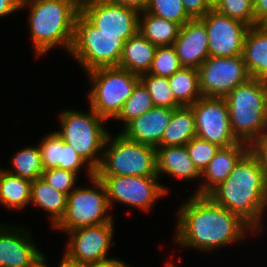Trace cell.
<instances>
[{
    "mask_svg": "<svg viewBox=\"0 0 267 267\" xmlns=\"http://www.w3.org/2000/svg\"><path fill=\"white\" fill-rule=\"evenodd\" d=\"M176 214L174 240L183 248L210 253L235 244L257 232L239 215L216 203L209 195H190Z\"/></svg>",
    "mask_w": 267,
    "mask_h": 267,
    "instance_id": "6da1fadb",
    "label": "cell"
},
{
    "mask_svg": "<svg viewBox=\"0 0 267 267\" xmlns=\"http://www.w3.org/2000/svg\"><path fill=\"white\" fill-rule=\"evenodd\" d=\"M216 203L239 215L256 232L263 231L267 211V178L258 155L250 148L229 176L208 194Z\"/></svg>",
    "mask_w": 267,
    "mask_h": 267,
    "instance_id": "7a4b0ae2",
    "label": "cell"
},
{
    "mask_svg": "<svg viewBox=\"0 0 267 267\" xmlns=\"http://www.w3.org/2000/svg\"><path fill=\"white\" fill-rule=\"evenodd\" d=\"M29 10L28 27L35 57L61 47L70 52L79 0H21L20 10Z\"/></svg>",
    "mask_w": 267,
    "mask_h": 267,
    "instance_id": "3957f363",
    "label": "cell"
},
{
    "mask_svg": "<svg viewBox=\"0 0 267 267\" xmlns=\"http://www.w3.org/2000/svg\"><path fill=\"white\" fill-rule=\"evenodd\" d=\"M225 100L232 133L252 147L267 132V81L250 78Z\"/></svg>",
    "mask_w": 267,
    "mask_h": 267,
    "instance_id": "277c9868",
    "label": "cell"
},
{
    "mask_svg": "<svg viewBox=\"0 0 267 267\" xmlns=\"http://www.w3.org/2000/svg\"><path fill=\"white\" fill-rule=\"evenodd\" d=\"M71 109L60 111V130L55 132L96 171L100 166L105 142L110 133L104 126L107 120L100 117L91 107L89 112Z\"/></svg>",
    "mask_w": 267,
    "mask_h": 267,
    "instance_id": "5b68a950",
    "label": "cell"
},
{
    "mask_svg": "<svg viewBox=\"0 0 267 267\" xmlns=\"http://www.w3.org/2000/svg\"><path fill=\"white\" fill-rule=\"evenodd\" d=\"M123 34L102 33L81 12L76 17L74 37L68 54L85 73L119 65L124 49Z\"/></svg>",
    "mask_w": 267,
    "mask_h": 267,
    "instance_id": "8992f818",
    "label": "cell"
},
{
    "mask_svg": "<svg viewBox=\"0 0 267 267\" xmlns=\"http://www.w3.org/2000/svg\"><path fill=\"white\" fill-rule=\"evenodd\" d=\"M95 175L158 177L156 147L109 133Z\"/></svg>",
    "mask_w": 267,
    "mask_h": 267,
    "instance_id": "52a82bcc",
    "label": "cell"
},
{
    "mask_svg": "<svg viewBox=\"0 0 267 267\" xmlns=\"http://www.w3.org/2000/svg\"><path fill=\"white\" fill-rule=\"evenodd\" d=\"M91 88L88 104L100 117L114 120L131 97L139 75L119 66L98 68L85 73Z\"/></svg>",
    "mask_w": 267,
    "mask_h": 267,
    "instance_id": "ba28073f",
    "label": "cell"
},
{
    "mask_svg": "<svg viewBox=\"0 0 267 267\" xmlns=\"http://www.w3.org/2000/svg\"><path fill=\"white\" fill-rule=\"evenodd\" d=\"M88 180L92 186L85 188L80 185L69 193L66 212L54 230L67 233L113 220V216L109 213L111 210L104 184L96 175Z\"/></svg>",
    "mask_w": 267,
    "mask_h": 267,
    "instance_id": "9c48e42d",
    "label": "cell"
},
{
    "mask_svg": "<svg viewBox=\"0 0 267 267\" xmlns=\"http://www.w3.org/2000/svg\"><path fill=\"white\" fill-rule=\"evenodd\" d=\"M97 177L105 186L110 210L115 206V203H119L148 212L152 210L156 201L161 200L163 196L168 194V188L159 182V177Z\"/></svg>",
    "mask_w": 267,
    "mask_h": 267,
    "instance_id": "30bf717a",
    "label": "cell"
},
{
    "mask_svg": "<svg viewBox=\"0 0 267 267\" xmlns=\"http://www.w3.org/2000/svg\"><path fill=\"white\" fill-rule=\"evenodd\" d=\"M198 73L203 97L225 98L233 89L250 79L242 55L208 56L198 68Z\"/></svg>",
    "mask_w": 267,
    "mask_h": 267,
    "instance_id": "8fae6325",
    "label": "cell"
},
{
    "mask_svg": "<svg viewBox=\"0 0 267 267\" xmlns=\"http://www.w3.org/2000/svg\"><path fill=\"white\" fill-rule=\"evenodd\" d=\"M191 108L195 115L196 137L220 147L239 143L232 133L225 98L202 96Z\"/></svg>",
    "mask_w": 267,
    "mask_h": 267,
    "instance_id": "7c38bea8",
    "label": "cell"
},
{
    "mask_svg": "<svg viewBox=\"0 0 267 267\" xmlns=\"http://www.w3.org/2000/svg\"><path fill=\"white\" fill-rule=\"evenodd\" d=\"M114 221L67 232L69 239L64 254L86 264L112 259L108 256L112 245L116 243L113 241Z\"/></svg>",
    "mask_w": 267,
    "mask_h": 267,
    "instance_id": "4fadbf2b",
    "label": "cell"
},
{
    "mask_svg": "<svg viewBox=\"0 0 267 267\" xmlns=\"http://www.w3.org/2000/svg\"><path fill=\"white\" fill-rule=\"evenodd\" d=\"M80 12L102 33L123 34L126 42L139 32L140 12L105 0H82Z\"/></svg>",
    "mask_w": 267,
    "mask_h": 267,
    "instance_id": "5bb4252c",
    "label": "cell"
},
{
    "mask_svg": "<svg viewBox=\"0 0 267 267\" xmlns=\"http://www.w3.org/2000/svg\"><path fill=\"white\" fill-rule=\"evenodd\" d=\"M200 20L204 23L207 31L209 56L242 55L244 39L250 26L220 14L215 9H211Z\"/></svg>",
    "mask_w": 267,
    "mask_h": 267,
    "instance_id": "9a60e30c",
    "label": "cell"
},
{
    "mask_svg": "<svg viewBox=\"0 0 267 267\" xmlns=\"http://www.w3.org/2000/svg\"><path fill=\"white\" fill-rule=\"evenodd\" d=\"M24 227L0 223V267H28L41 253Z\"/></svg>",
    "mask_w": 267,
    "mask_h": 267,
    "instance_id": "2e32d148",
    "label": "cell"
},
{
    "mask_svg": "<svg viewBox=\"0 0 267 267\" xmlns=\"http://www.w3.org/2000/svg\"><path fill=\"white\" fill-rule=\"evenodd\" d=\"M173 46L182 67L198 69L209 56L204 23L200 19H191L185 23Z\"/></svg>",
    "mask_w": 267,
    "mask_h": 267,
    "instance_id": "e0dca14e",
    "label": "cell"
},
{
    "mask_svg": "<svg viewBox=\"0 0 267 267\" xmlns=\"http://www.w3.org/2000/svg\"><path fill=\"white\" fill-rule=\"evenodd\" d=\"M172 113L173 109L154 106L147 113L130 121L120 133L130 140L156 147L169 124Z\"/></svg>",
    "mask_w": 267,
    "mask_h": 267,
    "instance_id": "ac0fdd59",
    "label": "cell"
},
{
    "mask_svg": "<svg viewBox=\"0 0 267 267\" xmlns=\"http://www.w3.org/2000/svg\"><path fill=\"white\" fill-rule=\"evenodd\" d=\"M250 148L244 142L228 147H220L214 158L201 172L202 184L197 186V191H194V194L208 195L229 176L236 163Z\"/></svg>",
    "mask_w": 267,
    "mask_h": 267,
    "instance_id": "d6986e66",
    "label": "cell"
},
{
    "mask_svg": "<svg viewBox=\"0 0 267 267\" xmlns=\"http://www.w3.org/2000/svg\"><path fill=\"white\" fill-rule=\"evenodd\" d=\"M157 175L185 180L201 178V172L190 159L186 146L156 148Z\"/></svg>",
    "mask_w": 267,
    "mask_h": 267,
    "instance_id": "ffe728a7",
    "label": "cell"
},
{
    "mask_svg": "<svg viewBox=\"0 0 267 267\" xmlns=\"http://www.w3.org/2000/svg\"><path fill=\"white\" fill-rule=\"evenodd\" d=\"M242 56L250 78L267 81V27L264 24L249 28Z\"/></svg>",
    "mask_w": 267,
    "mask_h": 267,
    "instance_id": "44dd1931",
    "label": "cell"
},
{
    "mask_svg": "<svg viewBox=\"0 0 267 267\" xmlns=\"http://www.w3.org/2000/svg\"><path fill=\"white\" fill-rule=\"evenodd\" d=\"M68 195L55 190L42 177L31 183L30 204L48 213L51 227L63 218L67 208Z\"/></svg>",
    "mask_w": 267,
    "mask_h": 267,
    "instance_id": "7402d4cb",
    "label": "cell"
},
{
    "mask_svg": "<svg viewBox=\"0 0 267 267\" xmlns=\"http://www.w3.org/2000/svg\"><path fill=\"white\" fill-rule=\"evenodd\" d=\"M195 137L194 112L191 106H180L173 109L169 124L156 148L186 146Z\"/></svg>",
    "mask_w": 267,
    "mask_h": 267,
    "instance_id": "603a6c76",
    "label": "cell"
},
{
    "mask_svg": "<svg viewBox=\"0 0 267 267\" xmlns=\"http://www.w3.org/2000/svg\"><path fill=\"white\" fill-rule=\"evenodd\" d=\"M156 48V45L138 32L124 43L118 66L139 76L148 73Z\"/></svg>",
    "mask_w": 267,
    "mask_h": 267,
    "instance_id": "cb8c5ba5",
    "label": "cell"
},
{
    "mask_svg": "<svg viewBox=\"0 0 267 267\" xmlns=\"http://www.w3.org/2000/svg\"><path fill=\"white\" fill-rule=\"evenodd\" d=\"M31 183L0 167V204L13 211H22L30 204Z\"/></svg>",
    "mask_w": 267,
    "mask_h": 267,
    "instance_id": "d4e9b609",
    "label": "cell"
},
{
    "mask_svg": "<svg viewBox=\"0 0 267 267\" xmlns=\"http://www.w3.org/2000/svg\"><path fill=\"white\" fill-rule=\"evenodd\" d=\"M181 25L154 16L145 10L140 12L139 32L156 46H171L179 36Z\"/></svg>",
    "mask_w": 267,
    "mask_h": 267,
    "instance_id": "484cf974",
    "label": "cell"
},
{
    "mask_svg": "<svg viewBox=\"0 0 267 267\" xmlns=\"http://www.w3.org/2000/svg\"><path fill=\"white\" fill-rule=\"evenodd\" d=\"M168 80L174 98L181 106H191L202 97L198 69L182 67Z\"/></svg>",
    "mask_w": 267,
    "mask_h": 267,
    "instance_id": "4316f807",
    "label": "cell"
},
{
    "mask_svg": "<svg viewBox=\"0 0 267 267\" xmlns=\"http://www.w3.org/2000/svg\"><path fill=\"white\" fill-rule=\"evenodd\" d=\"M10 165L12 166L10 169H3L12 175L26 178L30 181L42 177L44 167L39 145L23 147V149L13 154L10 159Z\"/></svg>",
    "mask_w": 267,
    "mask_h": 267,
    "instance_id": "83f0119b",
    "label": "cell"
},
{
    "mask_svg": "<svg viewBox=\"0 0 267 267\" xmlns=\"http://www.w3.org/2000/svg\"><path fill=\"white\" fill-rule=\"evenodd\" d=\"M153 107L150 93L139 81L135 85L131 97L124 103L121 112L114 120L122 122L124 128L130 121L147 113Z\"/></svg>",
    "mask_w": 267,
    "mask_h": 267,
    "instance_id": "f1b7e54d",
    "label": "cell"
},
{
    "mask_svg": "<svg viewBox=\"0 0 267 267\" xmlns=\"http://www.w3.org/2000/svg\"><path fill=\"white\" fill-rule=\"evenodd\" d=\"M139 78L150 93L154 106L166 107L169 109L181 106L174 98L173 92L169 86L168 77L145 73L140 75Z\"/></svg>",
    "mask_w": 267,
    "mask_h": 267,
    "instance_id": "f546056e",
    "label": "cell"
},
{
    "mask_svg": "<svg viewBox=\"0 0 267 267\" xmlns=\"http://www.w3.org/2000/svg\"><path fill=\"white\" fill-rule=\"evenodd\" d=\"M145 11L181 26L191 20L181 0H148Z\"/></svg>",
    "mask_w": 267,
    "mask_h": 267,
    "instance_id": "4dcf8cb0",
    "label": "cell"
},
{
    "mask_svg": "<svg viewBox=\"0 0 267 267\" xmlns=\"http://www.w3.org/2000/svg\"><path fill=\"white\" fill-rule=\"evenodd\" d=\"M181 68L182 66L173 45L157 46L148 73L162 77H171Z\"/></svg>",
    "mask_w": 267,
    "mask_h": 267,
    "instance_id": "1f68e13d",
    "label": "cell"
},
{
    "mask_svg": "<svg viewBox=\"0 0 267 267\" xmlns=\"http://www.w3.org/2000/svg\"><path fill=\"white\" fill-rule=\"evenodd\" d=\"M218 13L255 26L253 0H220L214 8Z\"/></svg>",
    "mask_w": 267,
    "mask_h": 267,
    "instance_id": "d6a6232c",
    "label": "cell"
},
{
    "mask_svg": "<svg viewBox=\"0 0 267 267\" xmlns=\"http://www.w3.org/2000/svg\"><path fill=\"white\" fill-rule=\"evenodd\" d=\"M186 149L196 168L202 172L214 158L220 146L195 137L186 145Z\"/></svg>",
    "mask_w": 267,
    "mask_h": 267,
    "instance_id": "836d02e7",
    "label": "cell"
},
{
    "mask_svg": "<svg viewBox=\"0 0 267 267\" xmlns=\"http://www.w3.org/2000/svg\"><path fill=\"white\" fill-rule=\"evenodd\" d=\"M39 142L44 170L51 168L60 169V155L62 149V138L54 131L47 133Z\"/></svg>",
    "mask_w": 267,
    "mask_h": 267,
    "instance_id": "e575fe53",
    "label": "cell"
},
{
    "mask_svg": "<svg viewBox=\"0 0 267 267\" xmlns=\"http://www.w3.org/2000/svg\"><path fill=\"white\" fill-rule=\"evenodd\" d=\"M42 178L55 190L69 195L77 187L78 174L70 170L51 168L43 171Z\"/></svg>",
    "mask_w": 267,
    "mask_h": 267,
    "instance_id": "d590c367",
    "label": "cell"
},
{
    "mask_svg": "<svg viewBox=\"0 0 267 267\" xmlns=\"http://www.w3.org/2000/svg\"><path fill=\"white\" fill-rule=\"evenodd\" d=\"M84 167L87 171L85 173L88 175L86 178H93L95 176V171L91 168V166L84 159H82L70 145L62 140L60 169L70 170L80 174V170H82Z\"/></svg>",
    "mask_w": 267,
    "mask_h": 267,
    "instance_id": "8d00e7d4",
    "label": "cell"
},
{
    "mask_svg": "<svg viewBox=\"0 0 267 267\" xmlns=\"http://www.w3.org/2000/svg\"><path fill=\"white\" fill-rule=\"evenodd\" d=\"M184 10L191 19H200L212 8L205 0H181Z\"/></svg>",
    "mask_w": 267,
    "mask_h": 267,
    "instance_id": "74e56055",
    "label": "cell"
},
{
    "mask_svg": "<svg viewBox=\"0 0 267 267\" xmlns=\"http://www.w3.org/2000/svg\"><path fill=\"white\" fill-rule=\"evenodd\" d=\"M258 155L267 178V132L251 147Z\"/></svg>",
    "mask_w": 267,
    "mask_h": 267,
    "instance_id": "f35d334b",
    "label": "cell"
},
{
    "mask_svg": "<svg viewBox=\"0 0 267 267\" xmlns=\"http://www.w3.org/2000/svg\"><path fill=\"white\" fill-rule=\"evenodd\" d=\"M255 25L264 24L267 21V0H253Z\"/></svg>",
    "mask_w": 267,
    "mask_h": 267,
    "instance_id": "ab89813d",
    "label": "cell"
},
{
    "mask_svg": "<svg viewBox=\"0 0 267 267\" xmlns=\"http://www.w3.org/2000/svg\"><path fill=\"white\" fill-rule=\"evenodd\" d=\"M21 0H0V18L20 10Z\"/></svg>",
    "mask_w": 267,
    "mask_h": 267,
    "instance_id": "60d3db41",
    "label": "cell"
},
{
    "mask_svg": "<svg viewBox=\"0 0 267 267\" xmlns=\"http://www.w3.org/2000/svg\"><path fill=\"white\" fill-rule=\"evenodd\" d=\"M109 3L118 4L121 6L133 8L138 12L145 10L148 0H105Z\"/></svg>",
    "mask_w": 267,
    "mask_h": 267,
    "instance_id": "b9f144b4",
    "label": "cell"
},
{
    "mask_svg": "<svg viewBox=\"0 0 267 267\" xmlns=\"http://www.w3.org/2000/svg\"><path fill=\"white\" fill-rule=\"evenodd\" d=\"M86 267H130L125 261L120 258H112L100 262L87 263Z\"/></svg>",
    "mask_w": 267,
    "mask_h": 267,
    "instance_id": "7bdbcfd3",
    "label": "cell"
},
{
    "mask_svg": "<svg viewBox=\"0 0 267 267\" xmlns=\"http://www.w3.org/2000/svg\"><path fill=\"white\" fill-rule=\"evenodd\" d=\"M63 254V258L60 260L58 267H86V263L77 262L70 259L66 254Z\"/></svg>",
    "mask_w": 267,
    "mask_h": 267,
    "instance_id": "ee69618b",
    "label": "cell"
},
{
    "mask_svg": "<svg viewBox=\"0 0 267 267\" xmlns=\"http://www.w3.org/2000/svg\"><path fill=\"white\" fill-rule=\"evenodd\" d=\"M46 257L47 256L41 252L28 267H49Z\"/></svg>",
    "mask_w": 267,
    "mask_h": 267,
    "instance_id": "f6af8a7d",
    "label": "cell"
},
{
    "mask_svg": "<svg viewBox=\"0 0 267 267\" xmlns=\"http://www.w3.org/2000/svg\"><path fill=\"white\" fill-rule=\"evenodd\" d=\"M207 2V4L214 9L215 6L219 3L220 0H205Z\"/></svg>",
    "mask_w": 267,
    "mask_h": 267,
    "instance_id": "bcb514c9",
    "label": "cell"
},
{
    "mask_svg": "<svg viewBox=\"0 0 267 267\" xmlns=\"http://www.w3.org/2000/svg\"><path fill=\"white\" fill-rule=\"evenodd\" d=\"M165 267H178L176 264H174L172 261L167 262V265Z\"/></svg>",
    "mask_w": 267,
    "mask_h": 267,
    "instance_id": "7dc6e473",
    "label": "cell"
}]
</instances>
